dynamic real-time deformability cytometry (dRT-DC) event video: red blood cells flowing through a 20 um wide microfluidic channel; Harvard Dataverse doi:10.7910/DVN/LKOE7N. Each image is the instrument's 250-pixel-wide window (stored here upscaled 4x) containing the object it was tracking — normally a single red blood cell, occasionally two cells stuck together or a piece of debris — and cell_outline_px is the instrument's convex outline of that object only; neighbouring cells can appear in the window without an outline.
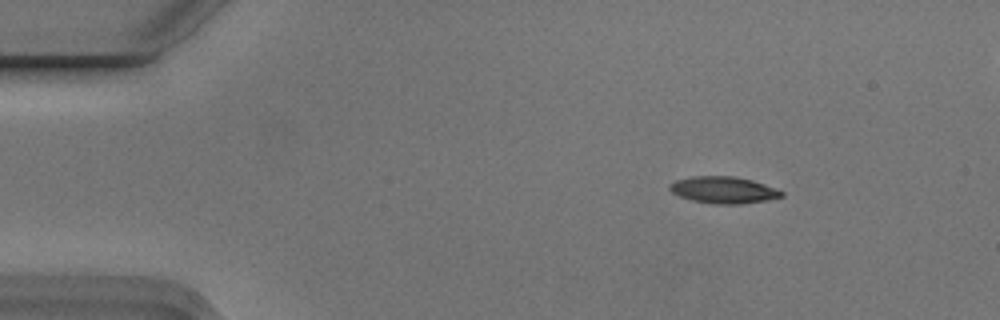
{"species": "Egyptian fruit bat (a non-hibernating species)", "species_latin": "Rousettus aegyptiacus", "temperature_condition": "cold", "stored_images_in_passage": 5, "camera_frame_rate_fps": 3000, "um_per_image_px": 0.085, "animal": {"sex": "male"}, "frame": {"image": 1, "passage_image": 2, "time_ms": 0.333, "image_size_px": [1000, 320], "cell_outline_px": [[784, 196], [768, 200], [740, 204], [712, 204], [692, 200], [680, 196], [672, 192], [668, 188], [668, 184], [676, 180], [692, 176], [736, 176], [752, 180], [776, 188], [784, 192]], "centroid_in_image_um": [61.5, 16.14], "position_along_channel_um": 23.5, "area_um2": 17.57}}